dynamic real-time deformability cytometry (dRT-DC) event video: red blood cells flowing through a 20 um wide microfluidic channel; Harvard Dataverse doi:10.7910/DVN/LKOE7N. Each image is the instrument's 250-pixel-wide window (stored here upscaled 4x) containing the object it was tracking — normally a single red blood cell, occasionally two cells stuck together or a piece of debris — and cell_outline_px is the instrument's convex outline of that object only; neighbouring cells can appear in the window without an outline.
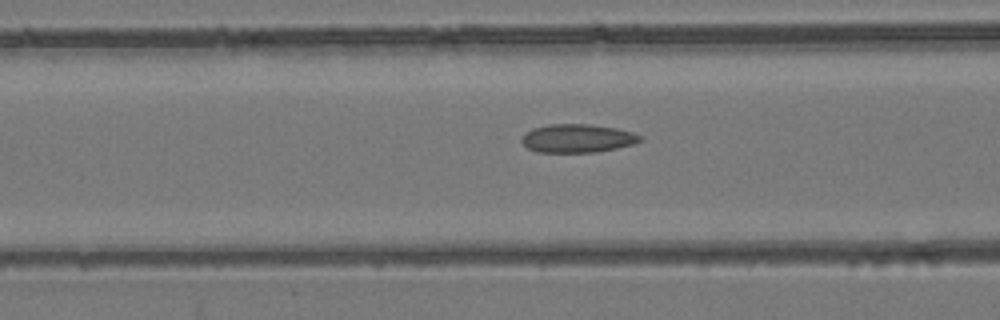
{"species": "common noctule bat (a hibernating species)", "species_latin": "Nyctalus noctula", "temperature_condition": "room temperature", "stored_images_in_passage": 48, "camera_frame_rate_fps": 3000, "um_per_image_px": 0.085, "animal": {"sex": "female", "body_mass_g": 24.6, "forearm_length_mm": 56.2}, "frame": {"image": 1, "passage_image": 15, "time_ms": 4.667, "image_size_px": [1000, 320], "cell_outline_px": [[644, 140], [632, 144], [616, 148], [596, 152], [536, 152], [528, 148], [520, 140], [532, 128], [548, 124], [588, 124], [616, 128], [632, 132], [644, 136]], "centroid_in_image_um": [49.11, 11.75], "position_along_channel_um": 117.5, "area_um2": 19.59}}
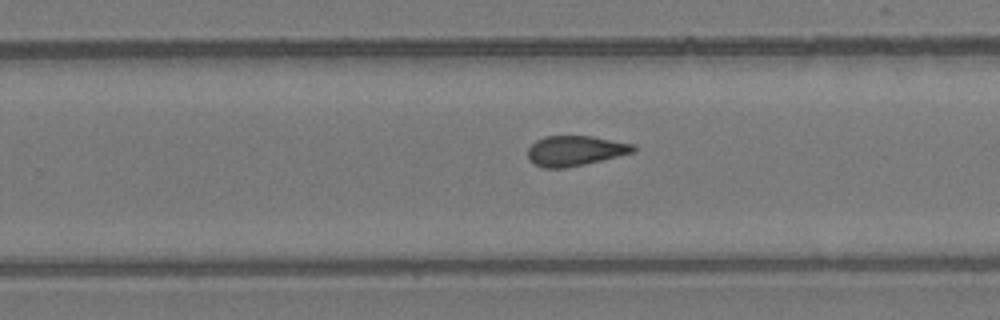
{"frame": {"image": 2, "passage_image": 28, "time_ms": 9.0, "image_size_px": [1000, 320], "cell_outline_px": [[636, 152], [584, 164], [564, 168], [544, 168], [532, 164], [528, 160], [528, 148], [536, 140], [544, 136], [592, 136], [636, 144]], "centroid_in_image_um": [48.89, 12.81], "position_along_channel_um": 280.9, "area_um2": 18.73}}
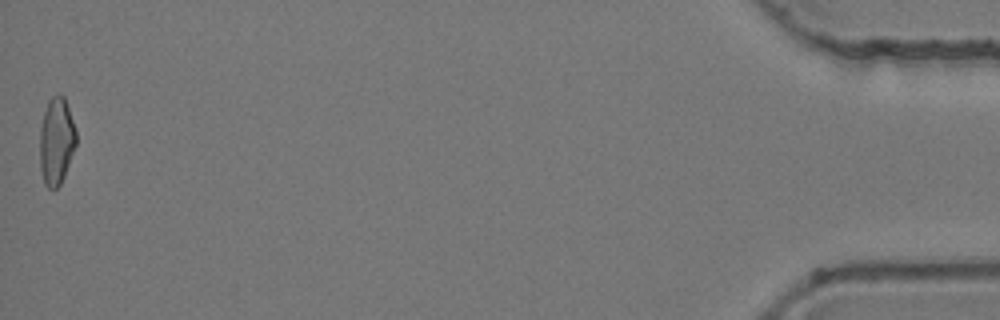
{"frame": {"image": 3, "passage_image": 48, "time_ms": 15.667, "image_size_px": [1000, 320], "cell_outline_px": [[76, 144], [64, 176], [60, 184], [56, 188], [48, 188], [44, 184], [40, 168], [40, 128], [44, 112], [48, 100], [52, 96], [60, 92], [64, 96], [76, 132]], "centroid_in_image_um": [4.78, 11.98], "position_along_channel_um": 430.4, "area_um2": 18.38}, "authors_computed_cell_mechanics": {"area_um2": 18.9584, "velocity_mm_per_s": 3.7789, "shape_relaxation_time_tau1_ms": null, "shape_relaxation_time_tau2_ms": 2.3861, "deformation_change_tau1": null, "deformation_change_tau2": 0.0928}}